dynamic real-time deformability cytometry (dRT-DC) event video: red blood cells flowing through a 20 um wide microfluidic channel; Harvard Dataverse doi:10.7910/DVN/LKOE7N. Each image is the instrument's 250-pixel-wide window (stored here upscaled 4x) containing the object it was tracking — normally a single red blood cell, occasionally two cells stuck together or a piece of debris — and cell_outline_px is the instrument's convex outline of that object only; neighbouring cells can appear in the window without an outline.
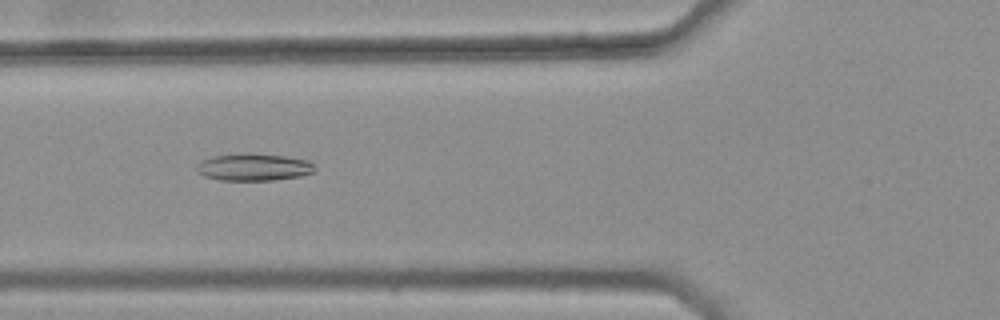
{"species": "common noctule bat (a hibernating species)", "species_latin": "Nyctalus noctula", "temperature_condition": "warm", "stored_images_in_passage": 46, "camera_frame_rate_fps": 3000, "um_per_image_px": 0.085, "animal": {"sex": "female", "body_mass_g": 25.1}, "frame": {"image": 1, "passage_image": 19, "time_ms": 6.0, "image_size_px": [1000, 320], "cell_outline_px": [[316, 168], [312, 172], [300, 176], [272, 180], [220, 180], [204, 176], [196, 172], [196, 164], [200, 160], [212, 156], [244, 152], [284, 156], [308, 160]], "centroid_in_image_um": [21.5, 14.19], "position_along_channel_um": 104.3, "area_um2": 18.9}}
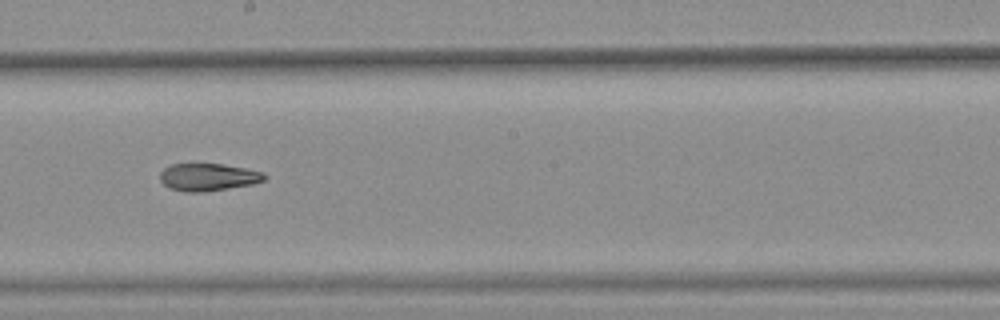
{"frame": {"image": 2, "passage_image": 29, "time_ms": 9.333, "image_size_px": [1000, 320], "cell_outline_px": [[268, 176], [264, 180], [252, 184], [204, 192], [184, 192], [168, 188], [160, 180], [160, 172], [164, 168], [172, 164], [224, 164], [264, 172]], "centroid_in_image_um": [17.68, 15.06], "position_along_channel_um": 230.5, "area_um2": 16.76}}
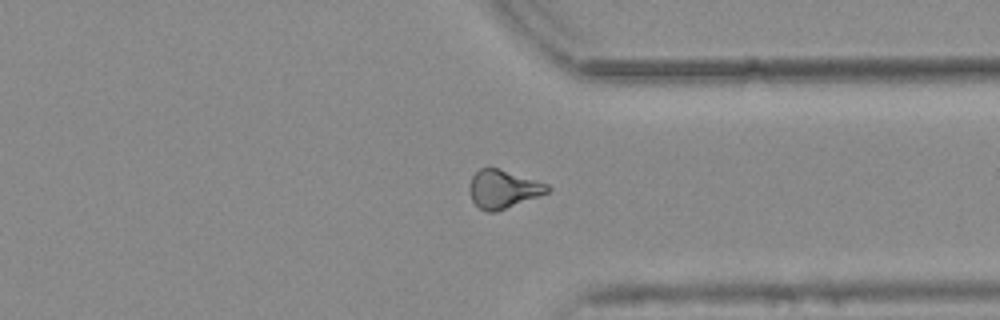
{"frame": {"image": 3, "passage_image": 40, "time_ms": 13.0, "image_size_px": [1000, 320], "cell_outline_px": [[552, 188], [548, 192], [496, 212], [484, 212], [472, 200], [468, 188], [472, 176], [480, 168], [496, 168], [536, 180], [548, 184]], "centroid_in_image_um": [42.75, 16.08], "position_along_channel_um": 368.7, "area_um2": 17.17}, "authors_computed_cell_mechanics": {"area_um2": 17.8602, "velocity_mm_per_s": 3.7935, "shape_relaxation_time_tau1_ms": null, "shape_relaxation_time_tau2_ms": 4.1063, "deformation_change_tau1": null, "deformation_change_tau2": 0.1207}}